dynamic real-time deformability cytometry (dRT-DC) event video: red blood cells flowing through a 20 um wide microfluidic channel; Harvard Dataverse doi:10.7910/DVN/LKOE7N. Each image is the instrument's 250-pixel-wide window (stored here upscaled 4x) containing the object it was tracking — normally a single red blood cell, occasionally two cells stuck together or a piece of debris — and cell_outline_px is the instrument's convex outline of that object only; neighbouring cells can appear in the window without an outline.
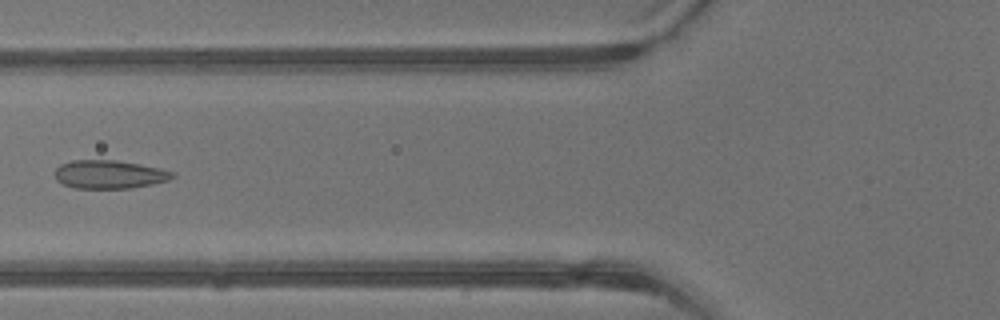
{"species": "common noctule bat (a hibernating species)", "species_latin": "Nyctalus noctula", "temperature_condition": "warm", "stored_images_in_passage": 32, "camera_frame_rate_fps": 3000, "um_per_image_px": 0.085, "animal": {"sex": "male", "body_mass_g": 13.3}, "frame": {"image": 1, "passage_image": 7, "time_ms": 2.0, "image_size_px": [1000, 320], "cell_outline_px": [[176, 176], [172, 180], [132, 188], [72, 188], [56, 180], [56, 168], [60, 164], [72, 160], [116, 160], [140, 164], [160, 168], [176, 172]], "centroid_in_image_um": [9.35, 14.82], "position_along_channel_um": 116.5, "area_um2": 19.65}}
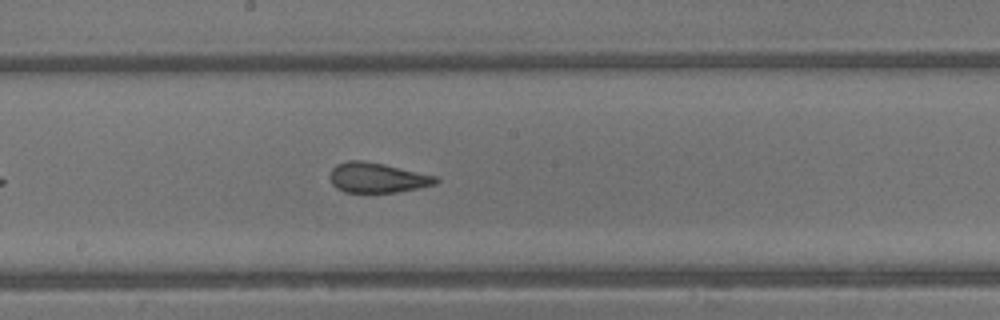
{"frame": {"image": 2, "passage_image": 13, "time_ms": 4.0, "image_size_px": [1000, 320], "cell_outline_px": [[440, 180], [436, 184], [396, 192], [344, 192], [336, 188], [332, 184], [328, 176], [332, 168], [336, 164], [348, 160], [364, 160], [384, 164], [440, 176]], "centroid_in_image_um": [32.07, 15.09], "position_along_channel_um": 216.1, "area_um2": 18.79}}
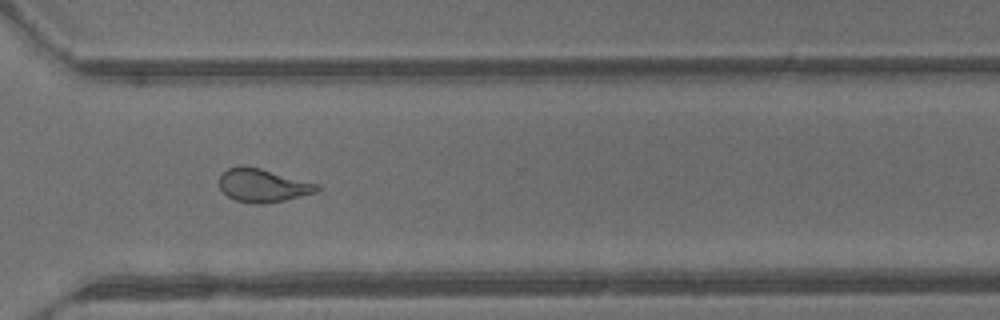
{"frame": {"image": 3, "passage_image": 21, "time_ms": 6.667, "image_size_px": [1000, 320], "cell_outline_px": [[320, 188], [316, 192], [268, 204], [256, 204], [236, 200], [228, 196], [220, 188], [220, 176], [228, 168], [240, 164], [244, 164], [260, 168], [320, 184]], "centroid_in_image_um": [22.34, 15.75], "position_along_channel_um": 348.3, "area_um2": 19.02}, "authors_computed_cell_mechanics": {"area_um2": 19.6231, "velocity_mm_per_s": 4.9727, "shape_relaxation_time_tau1_ms": null, "shape_relaxation_time_tau2_ms": 0.8299, "deformation_change_tau1": null, "deformation_change_tau2": 0.0709}}